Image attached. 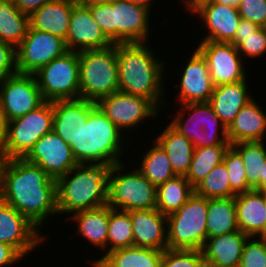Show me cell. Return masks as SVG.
<instances>
[{
    "instance_id": "25",
    "label": "cell",
    "mask_w": 266,
    "mask_h": 267,
    "mask_svg": "<svg viewBox=\"0 0 266 267\" xmlns=\"http://www.w3.org/2000/svg\"><path fill=\"white\" fill-rule=\"evenodd\" d=\"M229 143L264 141L266 113L254 99L244 105L227 128Z\"/></svg>"
},
{
    "instance_id": "49",
    "label": "cell",
    "mask_w": 266,
    "mask_h": 267,
    "mask_svg": "<svg viewBox=\"0 0 266 267\" xmlns=\"http://www.w3.org/2000/svg\"><path fill=\"white\" fill-rule=\"evenodd\" d=\"M8 120L0 100V149L3 147L7 135Z\"/></svg>"
},
{
    "instance_id": "40",
    "label": "cell",
    "mask_w": 266,
    "mask_h": 267,
    "mask_svg": "<svg viewBox=\"0 0 266 267\" xmlns=\"http://www.w3.org/2000/svg\"><path fill=\"white\" fill-rule=\"evenodd\" d=\"M201 250L166 249L160 267H204Z\"/></svg>"
},
{
    "instance_id": "38",
    "label": "cell",
    "mask_w": 266,
    "mask_h": 267,
    "mask_svg": "<svg viewBox=\"0 0 266 267\" xmlns=\"http://www.w3.org/2000/svg\"><path fill=\"white\" fill-rule=\"evenodd\" d=\"M194 189L197 195L207 199L230 198L236 195L230 188L228 171L223 162L214 167Z\"/></svg>"
},
{
    "instance_id": "33",
    "label": "cell",
    "mask_w": 266,
    "mask_h": 267,
    "mask_svg": "<svg viewBox=\"0 0 266 267\" xmlns=\"http://www.w3.org/2000/svg\"><path fill=\"white\" fill-rule=\"evenodd\" d=\"M194 192L185 176H175L157 187L156 209L168 216L184 205Z\"/></svg>"
},
{
    "instance_id": "15",
    "label": "cell",
    "mask_w": 266,
    "mask_h": 267,
    "mask_svg": "<svg viewBox=\"0 0 266 267\" xmlns=\"http://www.w3.org/2000/svg\"><path fill=\"white\" fill-rule=\"evenodd\" d=\"M24 159L42 168L56 181L78 164L70 145L53 130L43 135Z\"/></svg>"
},
{
    "instance_id": "10",
    "label": "cell",
    "mask_w": 266,
    "mask_h": 267,
    "mask_svg": "<svg viewBox=\"0 0 266 267\" xmlns=\"http://www.w3.org/2000/svg\"><path fill=\"white\" fill-rule=\"evenodd\" d=\"M34 76L45 101L80 99L78 52L68 50Z\"/></svg>"
},
{
    "instance_id": "57",
    "label": "cell",
    "mask_w": 266,
    "mask_h": 267,
    "mask_svg": "<svg viewBox=\"0 0 266 267\" xmlns=\"http://www.w3.org/2000/svg\"><path fill=\"white\" fill-rule=\"evenodd\" d=\"M263 193V198H264V203H265V207H266V190L261 191Z\"/></svg>"
},
{
    "instance_id": "24",
    "label": "cell",
    "mask_w": 266,
    "mask_h": 267,
    "mask_svg": "<svg viewBox=\"0 0 266 267\" xmlns=\"http://www.w3.org/2000/svg\"><path fill=\"white\" fill-rule=\"evenodd\" d=\"M249 236L240 230L206 238L201 249L205 264L239 267L244 244Z\"/></svg>"
},
{
    "instance_id": "55",
    "label": "cell",
    "mask_w": 266,
    "mask_h": 267,
    "mask_svg": "<svg viewBox=\"0 0 266 267\" xmlns=\"http://www.w3.org/2000/svg\"><path fill=\"white\" fill-rule=\"evenodd\" d=\"M93 267H107L100 259H97L96 261L92 262Z\"/></svg>"
},
{
    "instance_id": "2",
    "label": "cell",
    "mask_w": 266,
    "mask_h": 267,
    "mask_svg": "<svg viewBox=\"0 0 266 267\" xmlns=\"http://www.w3.org/2000/svg\"><path fill=\"white\" fill-rule=\"evenodd\" d=\"M148 46L146 42L117 44L119 91L149 99L160 110L165 106V62L156 59Z\"/></svg>"
},
{
    "instance_id": "48",
    "label": "cell",
    "mask_w": 266,
    "mask_h": 267,
    "mask_svg": "<svg viewBox=\"0 0 266 267\" xmlns=\"http://www.w3.org/2000/svg\"><path fill=\"white\" fill-rule=\"evenodd\" d=\"M53 0H15V6L25 15L29 17L44 4Z\"/></svg>"
},
{
    "instance_id": "27",
    "label": "cell",
    "mask_w": 266,
    "mask_h": 267,
    "mask_svg": "<svg viewBox=\"0 0 266 267\" xmlns=\"http://www.w3.org/2000/svg\"><path fill=\"white\" fill-rule=\"evenodd\" d=\"M246 81L245 79L213 88L209 102L226 128L233 122L240 109L253 99L247 91Z\"/></svg>"
},
{
    "instance_id": "30",
    "label": "cell",
    "mask_w": 266,
    "mask_h": 267,
    "mask_svg": "<svg viewBox=\"0 0 266 267\" xmlns=\"http://www.w3.org/2000/svg\"><path fill=\"white\" fill-rule=\"evenodd\" d=\"M206 229L207 238L239 230L235 196L230 198L208 199Z\"/></svg>"
},
{
    "instance_id": "45",
    "label": "cell",
    "mask_w": 266,
    "mask_h": 267,
    "mask_svg": "<svg viewBox=\"0 0 266 267\" xmlns=\"http://www.w3.org/2000/svg\"><path fill=\"white\" fill-rule=\"evenodd\" d=\"M16 73V49L0 40V80Z\"/></svg>"
},
{
    "instance_id": "19",
    "label": "cell",
    "mask_w": 266,
    "mask_h": 267,
    "mask_svg": "<svg viewBox=\"0 0 266 267\" xmlns=\"http://www.w3.org/2000/svg\"><path fill=\"white\" fill-rule=\"evenodd\" d=\"M193 13L202 18L209 30L202 41L231 43L234 40L241 19L238 8L209 0L198 5Z\"/></svg>"
},
{
    "instance_id": "6",
    "label": "cell",
    "mask_w": 266,
    "mask_h": 267,
    "mask_svg": "<svg viewBox=\"0 0 266 267\" xmlns=\"http://www.w3.org/2000/svg\"><path fill=\"white\" fill-rule=\"evenodd\" d=\"M208 199L195 192L176 212L167 216L168 249L201 250L206 238Z\"/></svg>"
},
{
    "instance_id": "32",
    "label": "cell",
    "mask_w": 266,
    "mask_h": 267,
    "mask_svg": "<svg viewBox=\"0 0 266 267\" xmlns=\"http://www.w3.org/2000/svg\"><path fill=\"white\" fill-rule=\"evenodd\" d=\"M29 16L23 14L14 0H0V40L12 45H20L29 28Z\"/></svg>"
},
{
    "instance_id": "7",
    "label": "cell",
    "mask_w": 266,
    "mask_h": 267,
    "mask_svg": "<svg viewBox=\"0 0 266 267\" xmlns=\"http://www.w3.org/2000/svg\"><path fill=\"white\" fill-rule=\"evenodd\" d=\"M124 164H114L111 168L107 205L123 211L156 209L157 187L138 169L122 174Z\"/></svg>"
},
{
    "instance_id": "52",
    "label": "cell",
    "mask_w": 266,
    "mask_h": 267,
    "mask_svg": "<svg viewBox=\"0 0 266 267\" xmlns=\"http://www.w3.org/2000/svg\"><path fill=\"white\" fill-rule=\"evenodd\" d=\"M114 0H80L79 3L84 6H92L96 4L111 3Z\"/></svg>"
},
{
    "instance_id": "18",
    "label": "cell",
    "mask_w": 266,
    "mask_h": 267,
    "mask_svg": "<svg viewBox=\"0 0 266 267\" xmlns=\"http://www.w3.org/2000/svg\"><path fill=\"white\" fill-rule=\"evenodd\" d=\"M114 44L146 42L149 31V9L128 0H114Z\"/></svg>"
},
{
    "instance_id": "23",
    "label": "cell",
    "mask_w": 266,
    "mask_h": 267,
    "mask_svg": "<svg viewBox=\"0 0 266 267\" xmlns=\"http://www.w3.org/2000/svg\"><path fill=\"white\" fill-rule=\"evenodd\" d=\"M237 224L249 237H266V207L263 193L250 190L235 195Z\"/></svg>"
},
{
    "instance_id": "53",
    "label": "cell",
    "mask_w": 266,
    "mask_h": 267,
    "mask_svg": "<svg viewBox=\"0 0 266 267\" xmlns=\"http://www.w3.org/2000/svg\"><path fill=\"white\" fill-rule=\"evenodd\" d=\"M210 1L213 3H220L223 5H229V6L237 8L241 0H210Z\"/></svg>"
},
{
    "instance_id": "39",
    "label": "cell",
    "mask_w": 266,
    "mask_h": 267,
    "mask_svg": "<svg viewBox=\"0 0 266 267\" xmlns=\"http://www.w3.org/2000/svg\"><path fill=\"white\" fill-rule=\"evenodd\" d=\"M223 163L228 171L230 188L235 194L244 193L253 189L247 183L243 159L231 145L224 153Z\"/></svg>"
},
{
    "instance_id": "31",
    "label": "cell",
    "mask_w": 266,
    "mask_h": 267,
    "mask_svg": "<svg viewBox=\"0 0 266 267\" xmlns=\"http://www.w3.org/2000/svg\"><path fill=\"white\" fill-rule=\"evenodd\" d=\"M162 250L126 247L108 252L101 261L107 267H160Z\"/></svg>"
},
{
    "instance_id": "34",
    "label": "cell",
    "mask_w": 266,
    "mask_h": 267,
    "mask_svg": "<svg viewBox=\"0 0 266 267\" xmlns=\"http://www.w3.org/2000/svg\"><path fill=\"white\" fill-rule=\"evenodd\" d=\"M154 143L153 147L147 149V152L144 153L141 167H137V169L153 185L158 187L177 175L171 166L166 152L156 141Z\"/></svg>"
},
{
    "instance_id": "17",
    "label": "cell",
    "mask_w": 266,
    "mask_h": 267,
    "mask_svg": "<svg viewBox=\"0 0 266 267\" xmlns=\"http://www.w3.org/2000/svg\"><path fill=\"white\" fill-rule=\"evenodd\" d=\"M65 44L67 50L81 52L107 48L113 43L94 21L89 7L76 2L72 9Z\"/></svg>"
},
{
    "instance_id": "1",
    "label": "cell",
    "mask_w": 266,
    "mask_h": 267,
    "mask_svg": "<svg viewBox=\"0 0 266 267\" xmlns=\"http://www.w3.org/2000/svg\"><path fill=\"white\" fill-rule=\"evenodd\" d=\"M0 198L39 230L50 215H58L57 181L24 158L3 159Z\"/></svg>"
},
{
    "instance_id": "54",
    "label": "cell",
    "mask_w": 266,
    "mask_h": 267,
    "mask_svg": "<svg viewBox=\"0 0 266 267\" xmlns=\"http://www.w3.org/2000/svg\"><path fill=\"white\" fill-rule=\"evenodd\" d=\"M128 1L151 10L150 7H151L152 0H128Z\"/></svg>"
},
{
    "instance_id": "16",
    "label": "cell",
    "mask_w": 266,
    "mask_h": 267,
    "mask_svg": "<svg viewBox=\"0 0 266 267\" xmlns=\"http://www.w3.org/2000/svg\"><path fill=\"white\" fill-rule=\"evenodd\" d=\"M39 231L25 216L0 198V242L14 247L24 257L43 243L45 237Z\"/></svg>"
},
{
    "instance_id": "36",
    "label": "cell",
    "mask_w": 266,
    "mask_h": 267,
    "mask_svg": "<svg viewBox=\"0 0 266 267\" xmlns=\"http://www.w3.org/2000/svg\"><path fill=\"white\" fill-rule=\"evenodd\" d=\"M264 141L239 142L231 146L240 154L246 170L247 183L254 188L260 182L266 160Z\"/></svg>"
},
{
    "instance_id": "5",
    "label": "cell",
    "mask_w": 266,
    "mask_h": 267,
    "mask_svg": "<svg viewBox=\"0 0 266 267\" xmlns=\"http://www.w3.org/2000/svg\"><path fill=\"white\" fill-rule=\"evenodd\" d=\"M80 99L97 103L119 91L117 44L78 52Z\"/></svg>"
},
{
    "instance_id": "22",
    "label": "cell",
    "mask_w": 266,
    "mask_h": 267,
    "mask_svg": "<svg viewBox=\"0 0 266 267\" xmlns=\"http://www.w3.org/2000/svg\"><path fill=\"white\" fill-rule=\"evenodd\" d=\"M96 106L84 99L53 101V131L70 145Z\"/></svg>"
},
{
    "instance_id": "13",
    "label": "cell",
    "mask_w": 266,
    "mask_h": 267,
    "mask_svg": "<svg viewBox=\"0 0 266 267\" xmlns=\"http://www.w3.org/2000/svg\"><path fill=\"white\" fill-rule=\"evenodd\" d=\"M96 104L119 130L125 129V132L147 118L157 117L160 111L149 99L121 91L101 98Z\"/></svg>"
},
{
    "instance_id": "58",
    "label": "cell",
    "mask_w": 266,
    "mask_h": 267,
    "mask_svg": "<svg viewBox=\"0 0 266 267\" xmlns=\"http://www.w3.org/2000/svg\"><path fill=\"white\" fill-rule=\"evenodd\" d=\"M261 28L266 31V19H265V22L263 23V25L261 26Z\"/></svg>"
},
{
    "instance_id": "11",
    "label": "cell",
    "mask_w": 266,
    "mask_h": 267,
    "mask_svg": "<svg viewBox=\"0 0 266 267\" xmlns=\"http://www.w3.org/2000/svg\"><path fill=\"white\" fill-rule=\"evenodd\" d=\"M67 51L64 39L29 26L25 38L16 48L17 73L35 74Z\"/></svg>"
},
{
    "instance_id": "44",
    "label": "cell",
    "mask_w": 266,
    "mask_h": 267,
    "mask_svg": "<svg viewBox=\"0 0 266 267\" xmlns=\"http://www.w3.org/2000/svg\"><path fill=\"white\" fill-rule=\"evenodd\" d=\"M242 19L262 26L266 19V0H241L237 7Z\"/></svg>"
},
{
    "instance_id": "43",
    "label": "cell",
    "mask_w": 266,
    "mask_h": 267,
    "mask_svg": "<svg viewBox=\"0 0 266 267\" xmlns=\"http://www.w3.org/2000/svg\"><path fill=\"white\" fill-rule=\"evenodd\" d=\"M237 49L243 57H261L266 52V31L260 28L254 34L241 36V43Z\"/></svg>"
},
{
    "instance_id": "12",
    "label": "cell",
    "mask_w": 266,
    "mask_h": 267,
    "mask_svg": "<svg viewBox=\"0 0 266 267\" xmlns=\"http://www.w3.org/2000/svg\"><path fill=\"white\" fill-rule=\"evenodd\" d=\"M0 100L8 121L26 115L45 102L34 74L21 73L0 80Z\"/></svg>"
},
{
    "instance_id": "14",
    "label": "cell",
    "mask_w": 266,
    "mask_h": 267,
    "mask_svg": "<svg viewBox=\"0 0 266 267\" xmlns=\"http://www.w3.org/2000/svg\"><path fill=\"white\" fill-rule=\"evenodd\" d=\"M197 49L208 62L214 87L233 84L246 79L243 57L231 43L201 41ZM246 75V76H245Z\"/></svg>"
},
{
    "instance_id": "59",
    "label": "cell",
    "mask_w": 266,
    "mask_h": 267,
    "mask_svg": "<svg viewBox=\"0 0 266 267\" xmlns=\"http://www.w3.org/2000/svg\"><path fill=\"white\" fill-rule=\"evenodd\" d=\"M2 161H3V157H2L1 149H0V166H1Z\"/></svg>"
},
{
    "instance_id": "28",
    "label": "cell",
    "mask_w": 266,
    "mask_h": 267,
    "mask_svg": "<svg viewBox=\"0 0 266 267\" xmlns=\"http://www.w3.org/2000/svg\"><path fill=\"white\" fill-rule=\"evenodd\" d=\"M154 141L166 152L175 174L185 176L193 159L195 147L192 142L170 124Z\"/></svg>"
},
{
    "instance_id": "4",
    "label": "cell",
    "mask_w": 266,
    "mask_h": 267,
    "mask_svg": "<svg viewBox=\"0 0 266 267\" xmlns=\"http://www.w3.org/2000/svg\"><path fill=\"white\" fill-rule=\"evenodd\" d=\"M122 133L96 106L89 113L75 141L70 143L75 160L78 164L121 163L124 150Z\"/></svg>"
},
{
    "instance_id": "42",
    "label": "cell",
    "mask_w": 266,
    "mask_h": 267,
    "mask_svg": "<svg viewBox=\"0 0 266 267\" xmlns=\"http://www.w3.org/2000/svg\"><path fill=\"white\" fill-rule=\"evenodd\" d=\"M88 7L94 21L101 27L105 36L114 44V9L112 2Z\"/></svg>"
},
{
    "instance_id": "51",
    "label": "cell",
    "mask_w": 266,
    "mask_h": 267,
    "mask_svg": "<svg viewBox=\"0 0 266 267\" xmlns=\"http://www.w3.org/2000/svg\"><path fill=\"white\" fill-rule=\"evenodd\" d=\"M185 4V8L188 9L190 12L193 11L198 5H200L203 2L209 1V0H183Z\"/></svg>"
},
{
    "instance_id": "37",
    "label": "cell",
    "mask_w": 266,
    "mask_h": 267,
    "mask_svg": "<svg viewBox=\"0 0 266 267\" xmlns=\"http://www.w3.org/2000/svg\"><path fill=\"white\" fill-rule=\"evenodd\" d=\"M111 244V246H110ZM133 246V231L131 216L128 211L112 209L110 207L107 252L100 260L110 251Z\"/></svg>"
},
{
    "instance_id": "46",
    "label": "cell",
    "mask_w": 266,
    "mask_h": 267,
    "mask_svg": "<svg viewBox=\"0 0 266 267\" xmlns=\"http://www.w3.org/2000/svg\"><path fill=\"white\" fill-rule=\"evenodd\" d=\"M22 258L23 256L14 247L0 242V267L11 266Z\"/></svg>"
},
{
    "instance_id": "50",
    "label": "cell",
    "mask_w": 266,
    "mask_h": 267,
    "mask_svg": "<svg viewBox=\"0 0 266 267\" xmlns=\"http://www.w3.org/2000/svg\"><path fill=\"white\" fill-rule=\"evenodd\" d=\"M254 190H266V160L263 164L262 174L260 175V182L253 188Z\"/></svg>"
},
{
    "instance_id": "35",
    "label": "cell",
    "mask_w": 266,
    "mask_h": 267,
    "mask_svg": "<svg viewBox=\"0 0 266 267\" xmlns=\"http://www.w3.org/2000/svg\"><path fill=\"white\" fill-rule=\"evenodd\" d=\"M230 145H216L194 148L193 159L185 178L195 188L206 175L223 162L225 151Z\"/></svg>"
},
{
    "instance_id": "9",
    "label": "cell",
    "mask_w": 266,
    "mask_h": 267,
    "mask_svg": "<svg viewBox=\"0 0 266 267\" xmlns=\"http://www.w3.org/2000/svg\"><path fill=\"white\" fill-rule=\"evenodd\" d=\"M53 130V102L45 101L26 115L8 121L3 159L24 158L35 143Z\"/></svg>"
},
{
    "instance_id": "56",
    "label": "cell",
    "mask_w": 266,
    "mask_h": 267,
    "mask_svg": "<svg viewBox=\"0 0 266 267\" xmlns=\"http://www.w3.org/2000/svg\"><path fill=\"white\" fill-rule=\"evenodd\" d=\"M204 267H227V266H216L211 264H204Z\"/></svg>"
},
{
    "instance_id": "29",
    "label": "cell",
    "mask_w": 266,
    "mask_h": 267,
    "mask_svg": "<svg viewBox=\"0 0 266 267\" xmlns=\"http://www.w3.org/2000/svg\"><path fill=\"white\" fill-rule=\"evenodd\" d=\"M109 215L110 206L106 204L98 208L74 212L70 218L77 223V233L95 245L94 247L106 250Z\"/></svg>"
},
{
    "instance_id": "20",
    "label": "cell",
    "mask_w": 266,
    "mask_h": 267,
    "mask_svg": "<svg viewBox=\"0 0 266 267\" xmlns=\"http://www.w3.org/2000/svg\"><path fill=\"white\" fill-rule=\"evenodd\" d=\"M183 70L178 86L180 89L178 94L180 104L210 101L214 85L208 62L197 48Z\"/></svg>"
},
{
    "instance_id": "26",
    "label": "cell",
    "mask_w": 266,
    "mask_h": 267,
    "mask_svg": "<svg viewBox=\"0 0 266 267\" xmlns=\"http://www.w3.org/2000/svg\"><path fill=\"white\" fill-rule=\"evenodd\" d=\"M75 3L73 0H53L44 4L29 17L30 27L66 40Z\"/></svg>"
},
{
    "instance_id": "41",
    "label": "cell",
    "mask_w": 266,
    "mask_h": 267,
    "mask_svg": "<svg viewBox=\"0 0 266 267\" xmlns=\"http://www.w3.org/2000/svg\"><path fill=\"white\" fill-rule=\"evenodd\" d=\"M256 238H247L239 267H266V237Z\"/></svg>"
},
{
    "instance_id": "47",
    "label": "cell",
    "mask_w": 266,
    "mask_h": 267,
    "mask_svg": "<svg viewBox=\"0 0 266 267\" xmlns=\"http://www.w3.org/2000/svg\"><path fill=\"white\" fill-rule=\"evenodd\" d=\"M261 27L251 21L240 19L238 29L236 30L234 40L231 42L235 47L241 43V36H248L256 33Z\"/></svg>"
},
{
    "instance_id": "3",
    "label": "cell",
    "mask_w": 266,
    "mask_h": 267,
    "mask_svg": "<svg viewBox=\"0 0 266 267\" xmlns=\"http://www.w3.org/2000/svg\"><path fill=\"white\" fill-rule=\"evenodd\" d=\"M112 166L110 163L77 164L60 177L57 180L58 215L106 205Z\"/></svg>"
},
{
    "instance_id": "21",
    "label": "cell",
    "mask_w": 266,
    "mask_h": 267,
    "mask_svg": "<svg viewBox=\"0 0 266 267\" xmlns=\"http://www.w3.org/2000/svg\"><path fill=\"white\" fill-rule=\"evenodd\" d=\"M131 216L133 246L168 249L167 216L157 209L128 211Z\"/></svg>"
},
{
    "instance_id": "8",
    "label": "cell",
    "mask_w": 266,
    "mask_h": 267,
    "mask_svg": "<svg viewBox=\"0 0 266 267\" xmlns=\"http://www.w3.org/2000/svg\"><path fill=\"white\" fill-rule=\"evenodd\" d=\"M181 105L183 108L181 107L179 114L177 113L175 118L171 120L170 125L181 135L188 138L195 148L230 145L227 128L217 116L209 101ZM185 112L189 113V117L183 121ZM219 125L221 126V135L217 129Z\"/></svg>"
}]
</instances>
